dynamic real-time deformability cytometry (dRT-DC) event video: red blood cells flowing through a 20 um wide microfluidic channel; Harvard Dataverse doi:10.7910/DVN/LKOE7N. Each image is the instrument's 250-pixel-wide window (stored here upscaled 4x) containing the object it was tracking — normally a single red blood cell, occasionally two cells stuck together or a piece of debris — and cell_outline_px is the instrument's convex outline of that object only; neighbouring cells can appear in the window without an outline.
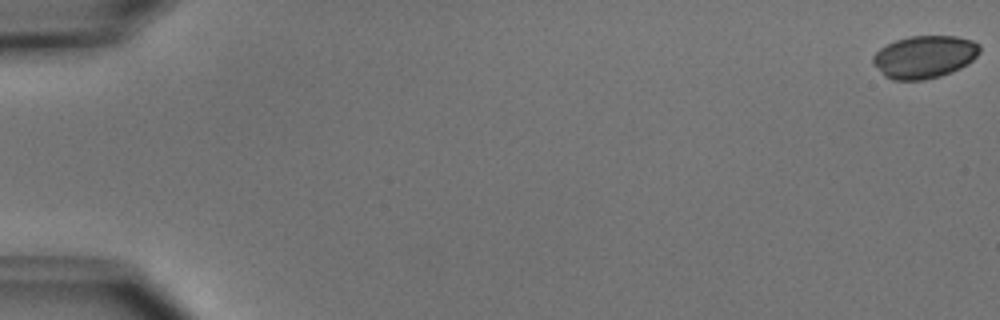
{"species": "common noctule bat (a hibernating species)", "species_latin": "Nyctalus noctula", "temperature_condition": "cold", "stored_images_in_passage": 54, "camera_frame_rate_fps": 3000, "um_per_image_px": 0.085, "animal": {"sex": "male", "body_mass_g": 15.6}, "frame": {"image": 1, "passage_image": 1, "time_ms": 0.0, "image_size_px": [1000, 320], "cell_outline_px": [[980, 52], [968, 64], [952, 72], [940, 76], [924, 80], [892, 80], [884, 76], [872, 60], [872, 56], [880, 48], [896, 40], [908, 36], [956, 36], [972, 40], [980, 44]], "centroid_in_image_um": [78.59, 4.83], "position_along_channel_um": 6.4, "area_um2": 26.53}}
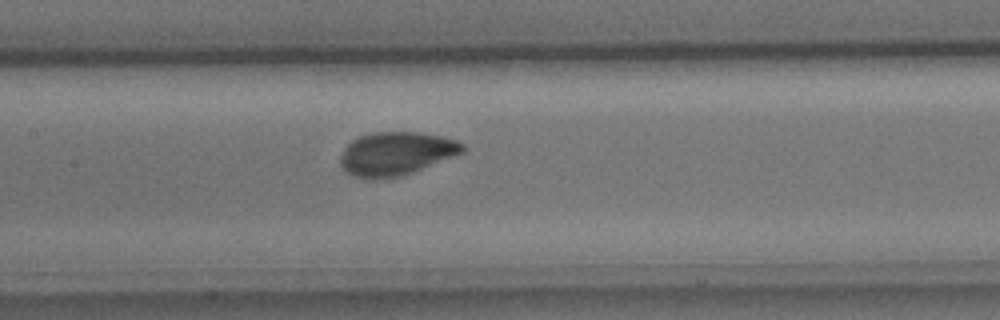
{"frame": {"image": 2, "passage_image": 27, "time_ms": 8.667, "image_size_px": [1000, 320], "cell_outline_px": [[468, 148], [464, 152], [412, 172], [400, 176], [376, 180], [368, 180], [352, 176], [340, 164], [340, 156], [344, 148], [352, 140], [360, 136], [372, 132], [420, 132], [440, 136], [456, 140], [464, 144]], "centroid_in_image_um": [33.66, 13.06], "position_along_channel_um": 173.7, "area_um2": 31.04}}
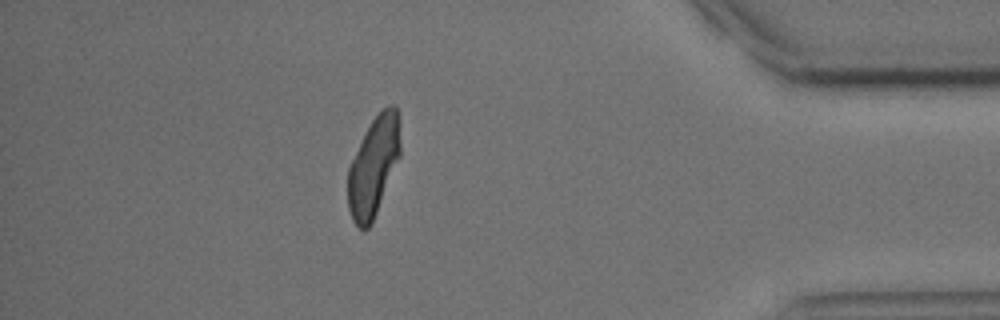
{"frame": {"image": 3, "passage_image": 48, "time_ms": 15.667, "image_size_px": [1000, 320], "cell_outline_px": [[400, 156], [372, 224], [364, 232], [352, 220], [348, 208], [348, 168], [372, 120], [388, 104], [392, 104], [396, 108], [400, 120]], "centroid_in_image_um": [31.77, 14.18], "position_along_channel_um": 403.4, "area_um2": 30.11}}